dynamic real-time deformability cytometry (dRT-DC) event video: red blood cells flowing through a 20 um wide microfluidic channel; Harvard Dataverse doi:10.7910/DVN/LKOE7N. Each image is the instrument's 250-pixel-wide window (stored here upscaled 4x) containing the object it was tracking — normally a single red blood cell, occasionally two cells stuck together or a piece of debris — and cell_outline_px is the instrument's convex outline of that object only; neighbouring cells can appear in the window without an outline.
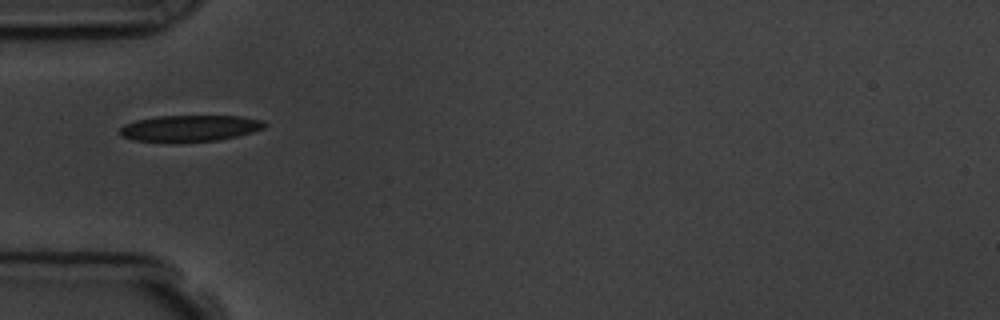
{"species": "common noctule bat (a hibernating species)", "species_latin": "Nyctalus noctula", "temperature_condition": "room temperature", "stored_images_in_passage": 3, "camera_frame_rate_fps": 3000, "um_per_image_px": 0.085, "animal": {"sex": "male", "body_mass_g": 19.5, "forearm_length_mm": 54.6}, "frame": {"image": 1, "passage_image": 1, "time_ms": 0.0, "image_size_px": [1000, 320], "cell_outline_px": [[268, 124], [264, 128], [252, 132], [220, 140], [176, 144], [168, 144], [132, 140], [120, 136], [120, 128], [124, 124], [136, 120], [156, 116], [240, 116], [264, 120]], "centroid_in_image_um": [16.09, 10.94], "position_along_channel_um": 68.9, "area_um2": 23.06}}
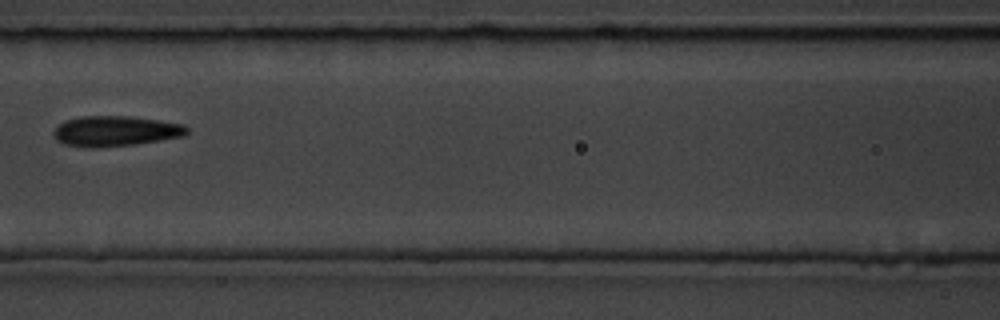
{"frame": {"image": 2, "passage_image": 3, "time_ms": 2.333, "image_size_px": [1000, 320], "cell_outline_px": [[188, 132], [184, 136], [136, 144], [92, 148], [64, 144], [56, 140], [52, 132], [64, 120], [84, 116], [128, 116], [160, 120], [184, 124], [188, 128]], "centroid_in_image_um": [9.82, 11.14], "position_along_channel_um": 156.8, "area_um2": 23.58}}